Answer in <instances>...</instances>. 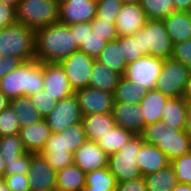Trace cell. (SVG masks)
<instances>
[{"instance_id": "484cf974", "label": "cell", "mask_w": 191, "mask_h": 191, "mask_svg": "<svg viewBox=\"0 0 191 191\" xmlns=\"http://www.w3.org/2000/svg\"><path fill=\"white\" fill-rule=\"evenodd\" d=\"M121 75L95 60L90 74L89 87L114 93Z\"/></svg>"}, {"instance_id": "6125c7cd", "label": "cell", "mask_w": 191, "mask_h": 191, "mask_svg": "<svg viewBox=\"0 0 191 191\" xmlns=\"http://www.w3.org/2000/svg\"><path fill=\"white\" fill-rule=\"evenodd\" d=\"M187 116H191V103L188 105Z\"/></svg>"}, {"instance_id": "7bdbcfd3", "label": "cell", "mask_w": 191, "mask_h": 191, "mask_svg": "<svg viewBox=\"0 0 191 191\" xmlns=\"http://www.w3.org/2000/svg\"><path fill=\"white\" fill-rule=\"evenodd\" d=\"M116 21H103L97 16L90 22L91 29L94 33L103 37L106 42L115 40L118 37L116 32Z\"/></svg>"}, {"instance_id": "2e32d148", "label": "cell", "mask_w": 191, "mask_h": 191, "mask_svg": "<svg viewBox=\"0 0 191 191\" xmlns=\"http://www.w3.org/2000/svg\"><path fill=\"white\" fill-rule=\"evenodd\" d=\"M108 156L97 142L87 140L73 153V164L87 174L108 167Z\"/></svg>"}, {"instance_id": "603a6c76", "label": "cell", "mask_w": 191, "mask_h": 191, "mask_svg": "<svg viewBox=\"0 0 191 191\" xmlns=\"http://www.w3.org/2000/svg\"><path fill=\"white\" fill-rule=\"evenodd\" d=\"M189 103L183 97L169 98L162 109L161 120L166 126L185 130Z\"/></svg>"}, {"instance_id": "83f0119b", "label": "cell", "mask_w": 191, "mask_h": 191, "mask_svg": "<svg viewBox=\"0 0 191 191\" xmlns=\"http://www.w3.org/2000/svg\"><path fill=\"white\" fill-rule=\"evenodd\" d=\"M95 60L119 73L121 76H124L128 65L123 57L122 45H118V37L107 42L105 48Z\"/></svg>"}, {"instance_id": "44dd1931", "label": "cell", "mask_w": 191, "mask_h": 191, "mask_svg": "<svg viewBox=\"0 0 191 191\" xmlns=\"http://www.w3.org/2000/svg\"><path fill=\"white\" fill-rule=\"evenodd\" d=\"M142 176L154 173L170 165L168 159L157 146L144 142L136 157Z\"/></svg>"}, {"instance_id": "db71d44e", "label": "cell", "mask_w": 191, "mask_h": 191, "mask_svg": "<svg viewBox=\"0 0 191 191\" xmlns=\"http://www.w3.org/2000/svg\"><path fill=\"white\" fill-rule=\"evenodd\" d=\"M10 105V100L0 91V112Z\"/></svg>"}, {"instance_id": "f1b7e54d", "label": "cell", "mask_w": 191, "mask_h": 191, "mask_svg": "<svg viewBox=\"0 0 191 191\" xmlns=\"http://www.w3.org/2000/svg\"><path fill=\"white\" fill-rule=\"evenodd\" d=\"M143 177L147 191H172L179 183L175 170L171 164Z\"/></svg>"}, {"instance_id": "94428289", "label": "cell", "mask_w": 191, "mask_h": 191, "mask_svg": "<svg viewBox=\"0 0 191 191\" xmlns=\"http://www.w3.org/2000/svg\"><path fill=\"white\" fill-rule=\"evenodd\" d=\"M124 4H140L141 0H122Z\"/></svg>"}, {"instance_id": "9f6ffc18", "label": "cell", "mask_w": 191, "mask_h": 191, "mask_svg": "<svg viewBox=\"0 0 191 191\" xmlns=\"http://www.w3.org/2000/svg\"><path fill=\"white\" fill-rule=\"evenodd\" d=\"M21 0H0V2L17 8Z\"/></svg>"}, {"instance_id": "e0dca14e", "label": "cell", "mask_w": 191, "mask_h": 191, "mask_svg": "<svg viewBox=\"0 0 191 191\" xmlns=\"http://www.w3.org/2000/svg\"><path fill=\"white\" fill-rule=\"evenodd\" d=\"M143 110L140 104H131L125 102H114L112 108L115 125L120 126L134 134H141L145 120L142 114Z\"/></svg>"}, {"instance_id": "d4e9b609", "label": "cell", "mask_w": 191, "mask_h": 191, "mask_svg": "<svg viewBox=\"0 0 191 191\" xmlns=\"http://www.w3.org/2000/svg\"><path fill=\"white\" fill-rule=\"evenodd\" d=\"M86 173L72 164L56 171V191H83Z\"/></svg>"}, {"instance_id": "9a60e30c", "label": "cell", "mask_w": 191, "mask_h": 191, "mask_svg": "<svg viewBox=\"0 0 191 191\" xmlns=\"http://www.w3.org/2000/svg\"><path fill=\"white\" fill-rule=\"evenodd\" d=\"M44 90L55 101L63 100L74 94L64 69L59 63H43Z\"/></svg>"}, {"instance_id": "91938a15", "label": "cell", "mask_w": 191, "mask_h": 191, "mask_svg": "<svg viewBox=\"0 0 191 191\" xmlns=\"http://www.w3.org/2000/svg\"><path fill=\"white\" fill-rule=\"evenodd\" d=\"M0 191H10L3 179H0Z\"/></svg>"}, {"instance_id": "8fae6325", "label": "cell", "mask_w": 191, "mask_h": 191, "mask_svg": "<svg viewBox=\"0 0 191 191\" xmlns=\"http://www.w3.org/2000/svg\"><path fill=\"white\" fill-rule=\"evenodd\" d=\"M52 133H60L83 119L75 94L57 101L54 109L44 118Z\"/></svg>"}, {"instance_id": "3957f363", "label": "cell", "mask_w": 191, "mask_h": 191, "mask_svg": "<svg viewBox=\"0 0 191 191\" xmlns=\"http://www.w3.org/2000/svg\"><path fill=\"white\" fill-rule=\"evenodd\" d=\"M141 137L144 142L157 146L170 161L191 151V137L187 132L166 126L162 121L145 125Z\"/></svg>"}, {"instance_id": "4316f807", "label": "cell", "mask_w": 191, "mask_h": 191, "mask_svg": "<svg viewBox=\"0 0 191 191\" xmlns=\"http://www.w3.org/2000/svg\"><path fill=\"white\" fill-rule=\"evenodd\" d=\"M169 97L163 95L157 89L147 91L139 103L144 115L145 125L161 120L162 109Z\"/></svg>"}, {"instance_id": "8d00e7d4", "label": "cell", "mask_w": 191, "mask_h": 191, "mask_svg": "<svg viewBox=\"0 0 191 191\" xmlns=\"http://www.w3.org/2000/svg\"><path fill=\"white\" fill-rule=\"evenodd\" d=\"M86 141L87 137L82 122L75 123L64 130L65 146L71 153H74Z\"/></svg>"}, {"instance_id": "e575fe53", "label": "cell", "mask_w": 191, "mask_h": 191, "mask_svg": "<svg viewBox=\"0 0 191 191\" xmlns=\"http://www.w3.org/2000/svg\"><path fill=\"white\" fill-rule=\"evenodd\" d=\"M19 134L0 137V154L4 160H12L25 153Z\"/></svg>"}, {"instance_id": "7402d4cb", "label": "cell", "mask_w": 191, "mask_h": 191, "mask_svg": "<svg viewBox=\"0 0 191 191\" xmlns=\"http://www.w3.org/2000/svg\"><path fill=\"white\" fill-rule=\"evenodd\" d=\"M173 44L191 39V15L189 11H173L163 19Z\"/></svg>"}, {"instance_id": "4dcf8cb0", "label": "cell", "mask_w": 191, "mask_h": 191, "mask_svg": "<svg viewBox=\"0 0 191 191\" xmlns=\"http://www.w3.org/2000/svg\"><path fill=\"white\" fill-rule=\"evenodd\" d=\"M133 135V132L115 125L96 142L108 155H111L128 143Z\"/></svg>"}, {"instance_id": "c3c4849f", "label": "cell", "mask_w": 191, "mask_h": 191, "mask_svg": "<svg viewBox=\"0 0 191 191\" xmlns=\"http://www.w3.org/2000/svg\"><path fill=\"white\" fill-rule=\"evenodd\" d=\"M115 191H147L144 177L117 183Z\"/></svg>"}, {"instance_id": "ab89813d", "label": "cell", "mask_w": 191, "mask_h": 191, "mask_svg": "<svg viewBox=\"0 0 191 191\" xmlns=\"http://www.w3.org/2000/svg\"><path fill=\"white\" fill-rule=\"evenodd\" d=\"M181 184L191 185V151L173 159L170 163Z\"/></svg>"}, {"instance_id": "836d02e7", "label": "cell", "mask_w": 191, "mask_h": 191, "mask_svg": "<svg viewBox=\"0 0 191 191\" xmlns=\"http://www.w3.org/2000/svg\"><path fill=\"white\" fill-rule=\"evenodd\" d=\"M140 6L147 19L163 20L175 11L173 0H141Z\"/></svg>"}, {"instance_id": "74e56055", "label": "cell", "mask_w": 191, "mask_h": 191, "mask_svg": "<svg viewBox=\"0 0 191 191\" xmlns=\"http://www.w3.org/2000/svg\"><path fill=\"white\" fill-rule=\"evenodd\" d=\"M20 128L18 117L10 105L0 112V137L19 134Z\"/></svg>"}, {"instance_id": "f546056e", "label": "cell", "mask_w": 191, "mask_h": 191, "mask_svg": "<svg viewBox=\"0 0 191 191\" xmlns=\"http://www.w3.org/2000/svg\"><path fill=\"white\" fill-rule=\"evenodd\" d=\"M147 91L142 85L121 76L113 93L114 102L139 104Z\"/></svg>"}, {"instance_id": "f6af8a7d", "label": "cell", "mask_w": 191, "mask_h": 191, "mask_svg": "<svg viewBox=\"0 0 191 191\" xmlns=\"http://www.w3.org/2000/svg\"><path fill=\"white\" fill-rule=\"evenodd\" d=\"M171 58L184 64L191 71V39L174 44Z\"/></svg>"}, {"instance_id": "d590c367", "label": "cell", "mask_w": 191, "mask_h": 191, "mask_svg": "<svg viewBox=\"0 0 191 191\" xmlns=\"http://www.w3.org/2000/svg\"><path fill=\"white\" fill-rule=\"evenodd\" d=\"M106 43L107 42L103 40V37L92 31L90 22H87L86 36L79 46V51L96 59L100 52L105 48Z\"/></svg>"}, {"instance_id": "11a10c76", "label": "cell", "mask_w": 191, "mask_h": 191, "mask_svg": "<svg viewBox=\"0 0 191 191\" xmlns=\"http://www.w3.org/2000/svg\"><path fill=\"white\" fill-rule=\"evenodd\" d=\"M172 191H191V185L178 183Z\"/></svg>"}, {"instance_id": "f5cc1de1", "label": "cell", "mask_w": 191, "mask_h": 191, "mask_svg": "<svg viewBox=\"0 0 191 191\" xmlns=\"http://www.w3.org/2000/svg\"><path fill=\"white\" fill-rule=\"evenodd\" d=\"M183 98L188 102L191 103V73L183 94Z\"/></svg>"}, {"instance_id": "ee69618b", "label": "cell", "mask_w": 191, "mask_h": 191, "mask_svg": "<svg viewBox=\"0 0 191 191\" xmlns=\"http://www.w3.org/2000/svg\"><path fill=\"white\" fill-rule=\"evenodd\" d=\"M31 154L32 153L30 152H25L15 159L4 160L5 175L28 174L31 162Z\"/></svg>"}, {"instance_id": "7dc6e473", "label": "cell", "mask_w": 191, "mask_h": 191, "mask_svg": "<svg viewBox=\"0 0 191 191\" xmlns=\"http://www.w3.org/2000/svg\"><path fill=\"white\" fill-rule=\"evenodd\" d=\"M16 8L0 2V28L17 24Z\"/></svg>"}, {"instance_id": "5bb4252c", "label": "cell", "mask_w": 191, "mask_h": 191, "mask_svg": "<svg viewBox=\"0 0 191 191\" xmlns=\"http://www.w3.org/2000/svg\"><path fill=\"white\" fill-rule=\"evenodd\" d=\"M28 177L30 191H56V171L41 153L31 154Z\"/></svg>"}, {"instance_id": "5b68a950", "label": "cell", "mask_w": 191, "mask_h": 191, "mask_svg": "<svg viewBox=\"0 0 191 191\" xmlns=\"http://www.w3.org/2000/svg\"><path fill=\"white\" fill-rule=\"evenodd\" d=\"M139 52L161 59L171 58L174 44L166 31L163 20L147 19L137 31Z\"/></svg>"}, {"instance_id": "bcb514c9", "label": "cell", "mask_w": 191, "mask_h": 191, "mask_svg": "<svg viewBox=\"0 0 191 191\" xmlns=\"http://www.w3.org/2000/svg\"><path fill=\"white\" fill-rule=\"evenodd\" d=\"M3 180L10 191H30L28 174L4 175Z\"/></svg>"}, {"instance_id": "60d3db41", "label": "cell", "mask_w": 191, "mask_h": 191, "mask_svg": "<svg viewBox=\"0 0 191 191\" xmlns=\"http://www.w3.org/2000/svg\"><path fill=\"white\" fill-rule=\"evenodd\" d=\"M118 45H122L123 57L127 64L143 56V54L139 52L138 37L135 34L125 37L118 36Z\"/></svg>"}, {"instance_id": "ac0fdd59", "label": "cell", "mask_w": 191, "mask_h": 191, "mask_svg": "<svg viewBox=\"0 0 191 191\" xmlns=\"http://www.w3.org/2000/svg\"><path fill=\"white\" fill-rule=\"evenodd\" d=\"M146 20L140 4H123L116 17V32L121 37L134 35L143 28Z\"/></svg>"}, {"instance_id": "816d5d0a", "label": "cell", "mask_w": 191, "mask_h": 191, "mask_svg": "<svg viewBox=\"0 0 191 191\" xmlns=\"http://www.w3.org/2000/svg\"><path fill=\"white\" fill-rule=\"evenodd\" d=\"M175 11H189L191 0H173Z\"/></svg>"}, {"instance_id": "d6a6232c", "label": "cell", "mask_w": 191, "mask_h": 191, "mask_svg": "<svg viewBox=\"0 0 191 191\" xmlns=\"http://www.w3.org/2000/svg\"><path fill=\"white\" fill-rule=\"evenodd\" d=\"M10 106L18 117L21 127L32 125L43 119L28 96L11 99Z\"/></svg>"}, {"instance_id": "680465c9", "label": "cell", "mask_w": 191, "mask_h": 191, "mask_svg": "<svg viewBox=\"0 0 191 191\" xmlns=\"http://www.w3.org/2000/svg\"><path fill=\"white\" fill-rule=\"evenodd\" d=\"M185 132L191 137V116L186 117V128Z\"/></svg>"}, {"instance_id": "7a4b0ae2", "label": "cell", "mask_w": 191, "mask_h": 191, "mask_svg": "<svg viewBox=\"0 0 191 191\" xmlns=\"http://www.w3.org/2000/svg\"><path fill=\"white\" fill-rule=\"evenodd\" d=\"M44 88L43 62L33 59L0 78V91L9 99L31 96Z\"/></svg>"}, {"instance_id": "ffe728a7", "label": "cell", "mask_w": 191, "mask_h": 191, "mask_svg": "<svg viewBox=\"0 0 191 191\" xmlns=\"http://www.w3.org/2000/svg\"><path fill=\"white\" fill-rule=\"evenodd\" d=\"M52 132L45 119L29 126L20 128L19 136L26 152L41 153Z\"/></svg>"}, {"instance_id": "1f68e13d", "label": "cell", "mask_w": 191, "mask_h": 191, "mask_svg": "<svg viewBox=\"0 0 191 191\" xmlns=\"http://www.w3.org/2000/svg\"><path fill=\"white\" fill-rule=\"evenodd\" d=\"M116 184L109 168H101L86 174L83 191H115Z\"/></svg>"}, {"instance_id": "8992f818", "label": "cell", "mask_w": 191, "mask_h": 191, "mask_svg": "<svg viewBox=\"0 0 191 191\" xmlns=\"http://www.w3.org/2000/svg\"><path fill=\"white\" fill-rule=\"evenodd\" d=\"M16 14L19 24L36 31L58 22L59 0H21Z\"/></svg>"}, {"instance_id": "9c48e42d", "label": "cell", "mask_w": 191, "mask_h": 191, "mask_svg": "<svg viewBox=\"0 0 191 191\" xmlns=\"http://www.w3.org/2000/svg\"><path fill=\"white\" fill-rule=\"evenodd\" d=\"M94 62L95 58L79 50L59 62L74 92L89 87Z\"/></svg>"}, {"instance_id": "f907efd6", "label": "cell", "mask_w": 191, "mask_h": 191, "mask_svg": "<svg viewBox=\"0 0 191 191\" xmlns=\"http://www.w3.org/2000/svg\"><path fill=\"white\" fill-rule=\"evenodd\" d=\"M70 31L74 34L75 42L78 46L84 41L86 36L87 22L69 25Z\"/></svg>"}, {"instance_id": "277c9868", "label": "cell", "mask_w": 191, "mask_h": 191, "mask_svg": "<svg viewBox=\"0 0 191 191\" xmlns=\"http://www.w3.org/2000/svg\"><path fill=\"white\" fill-rule=\"evenodd\" d=\"M35 30L22 24L0 29V56L16 57L22 62L35 59Z\"/></svg>"}, {"instance_id": "30bf717a", "label": "cell", "mask_w": 191, "mask_h": 191, "mask_svg": "<svg viewBox=\"0 0 191 191\" xmlns=\"http://www.w3.org/2000/svg\"><path fill=\"white\" fill-rule=\"evenodd\" d=\"M164 59L143 55L127 65L124 77L142 85L146 90L155 89Z\"/></svg>"}, {"instance_id": "ba28073f", "label": "cell", "mask_w": 191, "mask_h": 191, "mask_svg": "<svg viewBox=\"0 0 191 191\" xmlns=\"http://www.w3.org/2000/svg\"><path fill=\"white\" fill-rule=\"evenodd\" d=\"M190 73L184 64L167 58L163 62L155 89L169 98L183 97Z\"/></svg>"}, {"instance_id": "681fc988", "label": "cell", "mask_w": 191, "mask_h": 191, "mask_svg": "<svg viewBox=\"0 0 191 191\" xmlns=\"http://www.w3.org/2000/svg\"><path fill=\"white\" fill-rule=\"evenodd\" d=\"M23 62L16 57H1L0 56V78L5 76L8 72L17 69Z\"/></svg>"}, {"instance_id": "b9f144b4", "label": "cell", "mask_w": 191, "mask_h": 191, "mask_svg": "<svg viewBox=\"0 0 191 191\" xmlns=\"http://www.w3.org/2000/svg\"><path fill=\"white\" fill-rule=\"evenodd\" d=\"M29 98L43 119L50 114L57 103V101L47 94V91L44 89L34 93L33 95L29 96Z\"/></svg>"}, {"instance_id": "4fadbf2b", "label": "cell", "mask_w": 191, "mask_h": 191, "mask_svg": "<svg viewBox=\"0 0 191 191\" xmlns=\"http://www.w3.org/2000/svg\"><path fill=\"white\" fill-rule=\"evenodd\" d=\"M74 94L78 99L82 115L112 112L114 104L113 93L86 87L76 90Z\"/></svg>"}, {"instance_id": "6f0895ef", "label": "cell", "mask_w": 191, "mask_h": 191, "mask_svg": "<svg viewBox=\"0 0 191 191\" xmlns=\"http://www.w3.org/2000/svg\"><path fill=\"white\" fill-rule=\"evenodd\" d=\"M5 175V162L0 154V179H3Z\"/></svg>"}, {"instance_id": "6da1fadb", "label": "cell", "mask_w": 191, "mask_h": 191, "mask_svg": "<svg viewBox=\"0 0 191 191\" xmlns=\"http://www.w3.org/2000/svg\"><path fill=\"white\" fill-rule=\"evenodd\" d=\"M35 59L43 63H59L79 50L69 25L59 22L35 31Z\"/></svg>"}, {"instance_id": "cb8c5ba5", "label": "cell", "mask_w": 191, "mask_h": 191, "mask_svg": "<svg viewBox=\"0 0 191 191\" xmlns=\"http://www.w3.org/2000/svg\"><path fill=\"white\" fill-rule=\"evenodd\" d=\"M82 124L87 140L97 141L100 136L106 134L115 126L112 112L83 115Z\"/></svg>"}, {"instance_id": "7c38bea8", "label": "cell", "mask_w": 191, "mask_h": 191, "mask_svg": "<svg viewBox=\"0 0 191 191\" xmlns=\"http://www.w3.org/2000/svg\"><path fill=\"white\" fill-rule=\"evenodd\" d=\"M96 17V0H59L58 22L64 25L91 22Z\"/></svg>"}, {"instance_id": "52a82bcc", "label": "cell", "mask_w": 191, "mask_h": 191, "mask_svg": "<svg viewBox=\"0 0 191 191\" xmlns=\"http://www.w3.org/2000/svg\"><path fill=\"white\" fill-rule=\"evenodd\" d=\"M143 143L141 134H134L119 151L108 156V168L117 183L143 177L136 161Z\"/></svg>"}, {"instance_id": "f35d334b", "label": "cell", "mask_w": 191, "mask_h": 191, "mask_svg": "<svg viewBox=\"0 0 191 191\" xmlns=\"http://www.w3.org/2000/svg\"><path fill=\"white\" fill-rule=\"evenodd\" d=\"M122 0H96V16L103 21H116Z\"/></svg>"}, {"instance_id": "d6986e66", "label": "cell", "mask_w": 191, "mask_h": 191, "mask_svg": "<svg viewBox=\"0 0 191 191\" xmlns=\"http://www.w3.org/2000/svg\"><path fill=\"white\" fill-rule=\"evenodd\" d=\"M41 154L55 171L73 164V153L65 146L64 131L52 133Z\"/></svg>"}]
</instances>
